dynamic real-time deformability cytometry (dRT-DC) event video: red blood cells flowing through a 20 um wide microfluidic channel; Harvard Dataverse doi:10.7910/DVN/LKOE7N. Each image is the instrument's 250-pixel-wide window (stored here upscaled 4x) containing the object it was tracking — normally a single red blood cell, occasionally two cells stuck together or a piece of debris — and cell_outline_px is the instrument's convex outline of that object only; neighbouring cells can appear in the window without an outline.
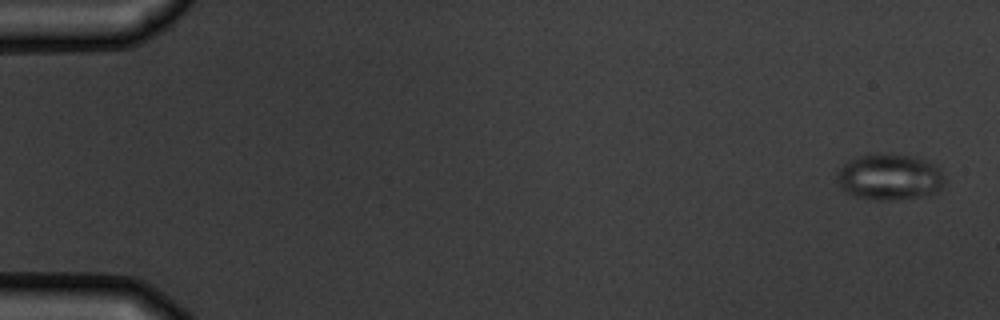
{"species": "common noctule bat (a hibernating species)", "species_latin": "Nyctalus noctula", "temperature_condition": "warm", "stored_images_in_passage": 5, "camera_frame_rate_fps": 3000, "um_per_image_px": 0.085, "animal": {"sex": "male", "body_mass_g": 19.5, "forearm_length_mm": 54.6}, "frame": {"image": 1, "passage_image": 1, "time_ms": 0.0, "image_size_px": [1000, 320], "cell_outline_px": [[944, 184], [936, 192], [920, 196], [892, 200], [876, 200], [856, 196], [848, 192], [836, 180], [836, 176], [840, 168], [848, 160], [856, 156], [868, 152], [892, 152], [912, 156], [936, 164], [944, 176]], "centroid_in_image_um": [75.6, 14.99], "position_along_channel_um": 9.4, "area_um2": 29.3}}